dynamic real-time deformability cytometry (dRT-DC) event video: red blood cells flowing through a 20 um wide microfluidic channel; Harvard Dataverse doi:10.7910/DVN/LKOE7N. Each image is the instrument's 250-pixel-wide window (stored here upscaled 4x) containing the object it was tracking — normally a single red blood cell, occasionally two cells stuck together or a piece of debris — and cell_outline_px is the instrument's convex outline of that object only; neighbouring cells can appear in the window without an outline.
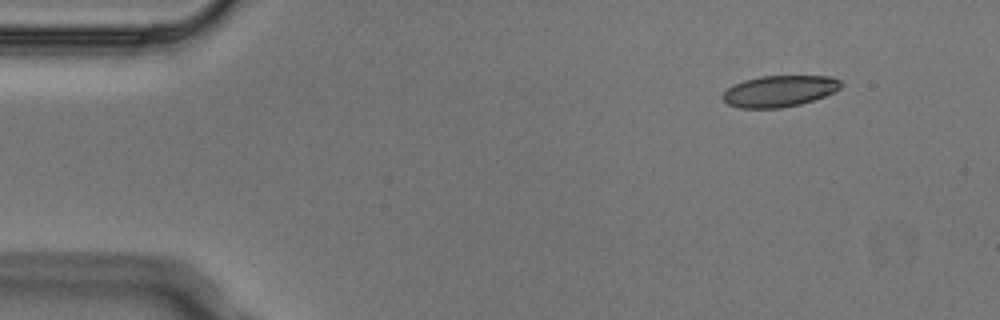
{"species": "Egyptian fruit bat (a non-hibernating species)", "species_latin": "Rousettus aegyptiacus", "temperature_condition": "cold", "stored_images_in_passage": 7, "camera_frame_rate_fps": 3000, "um_per_image_px": 0.085, "animal": {"sex": "male"}, "frame": {"image": 1, "passage_image": 1, "time_ms": 0.0, "image_size_px": [1000, 320], "cell_outline_px": [[844, 84], [840, 88], [824, 96], [800, 104], [780, 108], [740, 108], [728, 104], [720, 96], [732, 84], [744, 80], [760, 76], [832, 76], [840, 80]], "centroid_in_image_um": [66.23, 7.74], "position_along_channel_um": 18.8, "area_um2": 21.62}}
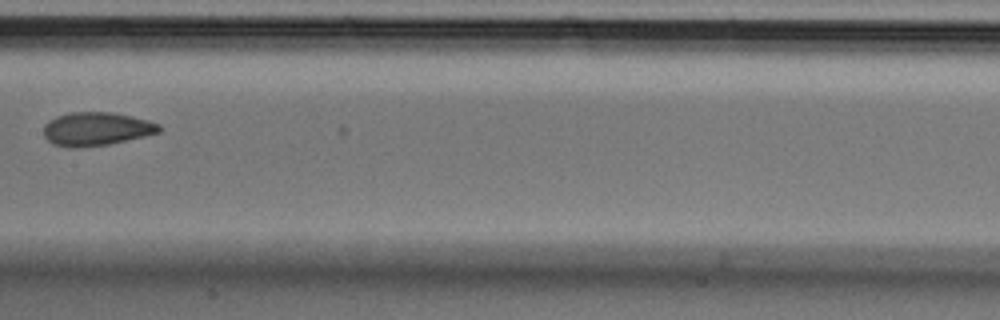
{"frame": {"image": 2, "passage_image": 7, "time_ms": 2.0, "image_size_px": [1000, 320], "cell_outline_px": [[164, 128], [160, 132], [144, 136], [108, 144], [80, 148], [68, 148], [52, 144], [44, 136], [44, 124], [48, 120], [56, 116], [68, 112], [112, 112], [132, 116], [148, 120], [160, 124]], "centroid_in_image_um": [8.18, 10.96], "position_along_channel_um": 199.2, "area_um2": 22.83}}